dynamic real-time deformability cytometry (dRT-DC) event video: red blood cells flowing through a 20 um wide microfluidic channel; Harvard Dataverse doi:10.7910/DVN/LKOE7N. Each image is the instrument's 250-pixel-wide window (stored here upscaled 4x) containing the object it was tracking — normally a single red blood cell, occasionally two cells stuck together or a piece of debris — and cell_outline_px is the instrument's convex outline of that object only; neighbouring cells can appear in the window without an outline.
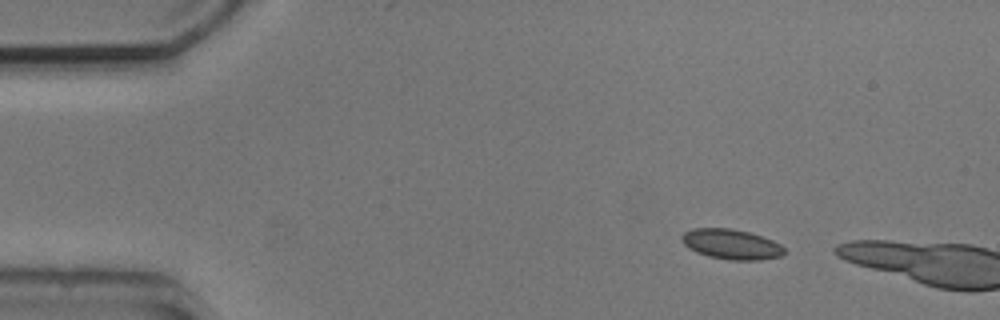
{"species": "common noctule bat (a hibernating species)", "species_latin": "Nyctalus noctula", "temperature_condition": "cold", "stored_images_in_passage": 3, "camera_frame_rate_fps": 3000, "um_per_image_px": 0.085, "animal": {"sex": "male", "body_mass_g": 20.5, "forearm_length_mm": 52.5}, "frame": {"image": 1, "passage_image": 1, "time_ms": 0.0, "image_size_px": [1000, 320], "cell_outline_px": [[784, 252], [780, 256], [760, 260], [732, 260], [708, 256], [696, 252], [688, 248], [680, 240], [680, 236], [684, 232], [692, 228], [732, 228], [748, 232], [772, 240], [780, 244], [784, 248]], "centroid_in_image_um": [62.11, 20.75], "position_along_channel_um": 22.9, "area_um2": 17.98}}